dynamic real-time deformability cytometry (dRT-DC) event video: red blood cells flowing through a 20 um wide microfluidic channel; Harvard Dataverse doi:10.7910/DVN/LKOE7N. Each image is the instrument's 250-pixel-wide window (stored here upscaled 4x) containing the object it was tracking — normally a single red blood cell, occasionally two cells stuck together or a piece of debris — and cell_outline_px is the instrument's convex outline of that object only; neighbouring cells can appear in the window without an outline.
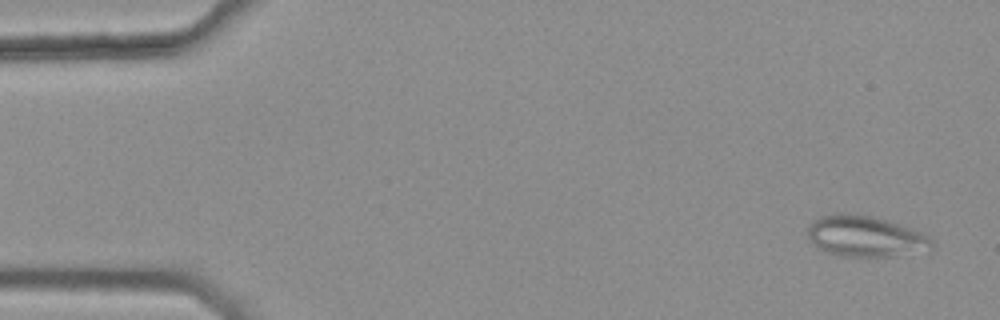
{"species": "common noctule bat (a hibernating species)", "species_latin": "Nyctalus noctula", "temperature_condition": "warm", "stored_images_in_passage": 45, "camera_frame_rate_fps": 3000, "um_per_image_px": 0.085, "animal": {"sex": "female", "body_mass_g": 25.1}, "frame": {"image": 1, "passage_image": 3, "time_ms": 0.667, "image_size_px": [1000, 320], "cell_outline_px": [[936, 244], [892, 256], [844, 256], [828, 252], [812, 244], [808, 240], [808, 224], [812, 220], [820, 216], [836, 212], [840, 212], [872, 216], [888, 220], [920, 232], [928, 236]], "centroid_in_image_um": [73.42, 20.04], "position_along_channel_um": 11.6, "area_um2": 29.07}}
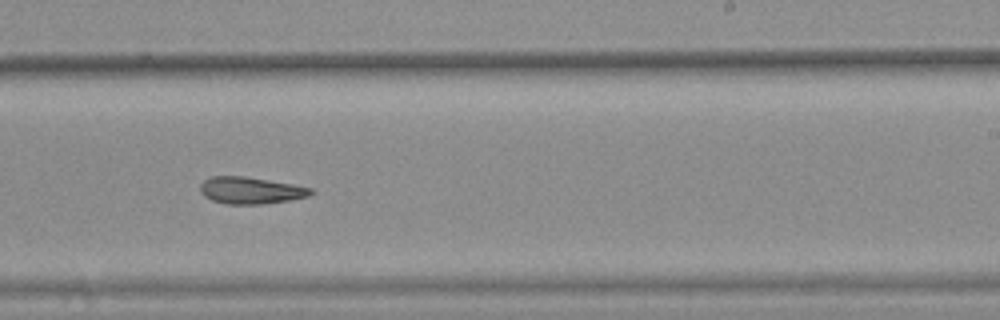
{"frame": {"image": 2, "passage_image": 33, "time_ms": 10.667, "image_size_px": [1000, 320], "cell_outline_px": [[312, 192], [308, 196], [292, 200], [264, 204], [228, 204], [212, 200], [204, 196], [200, 192], [200, 184], [208, 176], [244, 176], [292, 184], [312, 188]], "centroid_in_image_um": [21.27, 16.18], "position_along_channel_um": 267.7, "area_um2": 17.34}}
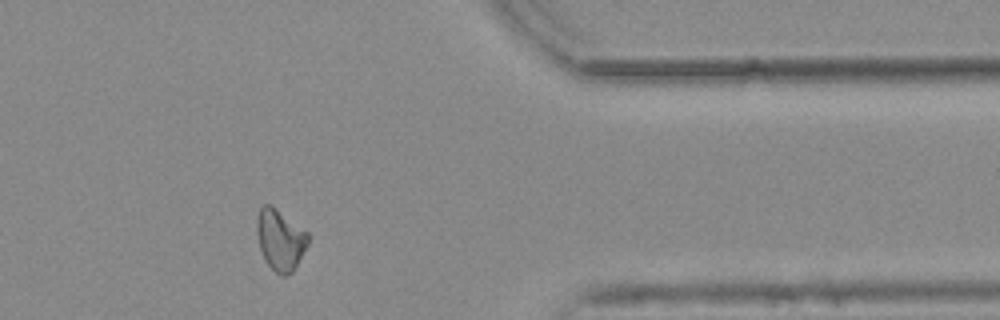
{"frame": {"image": 3, "passage_image": 44, "time_ms": 14.333, "image_size_px": [1000, 320], "cell_outline_px": [[308, 244], [292, 272], [284, 276], [280, 276], [264, 260], [260, 248], [256, 228], [256, 220], [260, 208], [264, 204], [272, 204], [308, 232]], "centroid_in_image_um": [23.81, 20.35], "position_along_channel_um": 387.6, "area_um2": 18.21}, "authors_computed_cell_mechanics": {"area_um2": 18.3804, "velocity_mm_per_s": 3.7863, "shape_relaxation_time_tau1_ms": null, "shape_relaxation_time_tau2_ms": 8.8999, "deformation_change_tau1": null, "deformation_change_tau2": 0.1803}}